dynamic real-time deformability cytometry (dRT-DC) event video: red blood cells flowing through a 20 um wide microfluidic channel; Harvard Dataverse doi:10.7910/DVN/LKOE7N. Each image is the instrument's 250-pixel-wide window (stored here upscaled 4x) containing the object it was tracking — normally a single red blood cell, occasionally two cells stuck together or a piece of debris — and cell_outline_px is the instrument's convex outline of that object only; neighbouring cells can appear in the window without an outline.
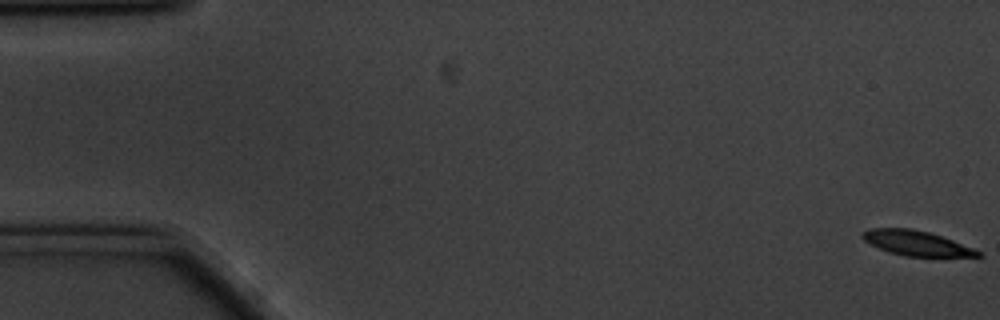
{"species": "common noctule bat (a hibernating species)", "species_latin": "Nyctalus noctula", "temperature_condition": "cold", "stored_images_in_passage": 8, "camera_frame_rate_fps": 3000, "um_per_image_px": 0.085, "animal": {"sex": "male", "body_mass_g": 20.1, "forearm_length_mm": 53.5}, "frame": {"image": 1, "passage_image": 1, "time_ms": 0.0, "image_size_px": [1000, 320], "cell_outline_px": [[984, 256], [908, 256], [888, 252], [864, 240], [860, 236], [864, 232], [872, 228], [912, 228], [928, 232], [952, 240], [984, 252]], "centroid_in_image_um": [77.92, 20.66], "position_along_channel_um": 7.1, "area_um2": 16.47}}